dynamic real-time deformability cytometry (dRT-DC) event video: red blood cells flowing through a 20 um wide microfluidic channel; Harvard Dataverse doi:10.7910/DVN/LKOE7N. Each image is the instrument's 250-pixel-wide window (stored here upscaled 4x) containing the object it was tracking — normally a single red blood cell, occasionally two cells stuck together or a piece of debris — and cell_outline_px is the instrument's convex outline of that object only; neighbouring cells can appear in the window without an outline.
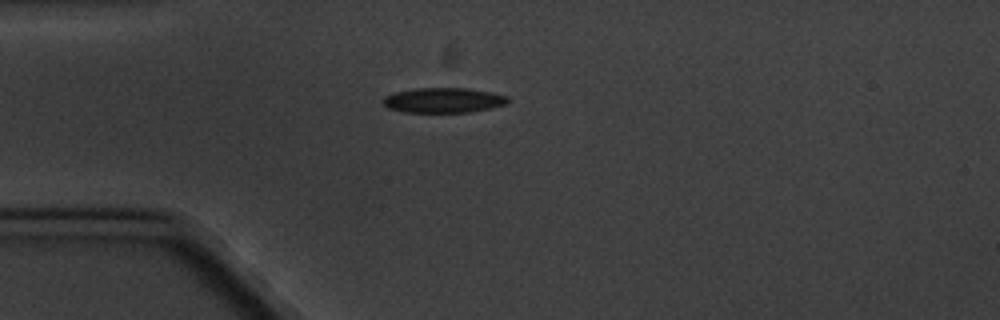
{"species": "common noctule bat (a hibernating species)", "species_latin": "Nyctalus noctula", "temperature_condition": "cold", "stored_images_in_passage": 7, "camera_frame_rate_fps": 3000, "um_per_image_px": 0.085, "animal": {"sex": "male", "body_mass_g": 20.1, "forearm_length_mm": 53.5}, "frame": {"image": 1, "passage_image": 3, "time_ms": 3.333, "image_size_px": [1000, 320], "cell_outline_px": [[508, 100], [504, 104], [472, 112], [404, 112], [388, 108], [380, 100], [384, 96], [396, 92], [416, 88], [468, 88], [492, 92], [508, 96]], "centroid_in_image_um": [37.65, 8.51], "position_along_channel_um": 47.3, "area_um2": 18.15}}